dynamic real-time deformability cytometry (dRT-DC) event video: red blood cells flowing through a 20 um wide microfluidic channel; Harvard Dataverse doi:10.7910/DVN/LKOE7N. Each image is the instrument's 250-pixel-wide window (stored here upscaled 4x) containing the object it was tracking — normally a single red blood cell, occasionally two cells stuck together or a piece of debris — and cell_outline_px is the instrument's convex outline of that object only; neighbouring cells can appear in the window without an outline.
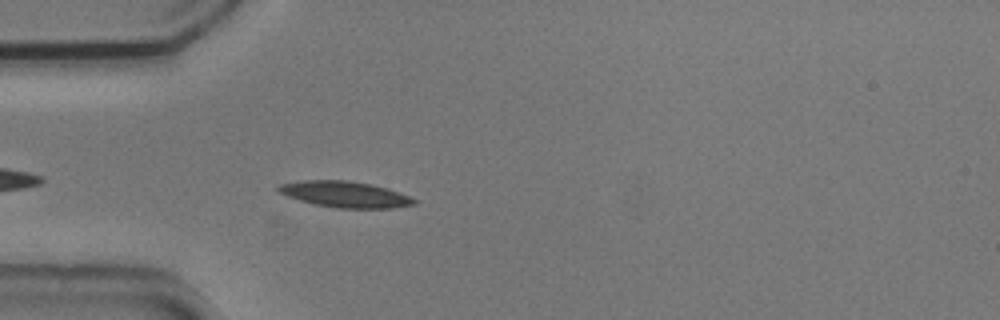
{"species": "common noctule bat (a hibernating species)", "species_latin": "Nyctalus noctula", "temperature_condition": "cold", "stored_images_in_passage": 44, "camera_frame_rate_fps": 3000, "um_per_image_px": 0.085, "animal": {"sex": "male", "body_mass_g": 20.5, "forearm_length_mm": 52.5}, "frame": {"image": 1, "passage_image": 4, "time_ms": 1.0, "image_size_px": [1000, 320], "cell_outline_px": [[420, 200], [416, 204], [392, 208], [336, 208], [312, 204], [288, 196], [280, 192], [276, 188], [280, 184], [304, 180], [348, 180], [372, 184], [388, 188]], "centroid_in_image_um": [29.38, 16.52], "position_along_channel_um": 55.6, "area_um2": 20.75}}
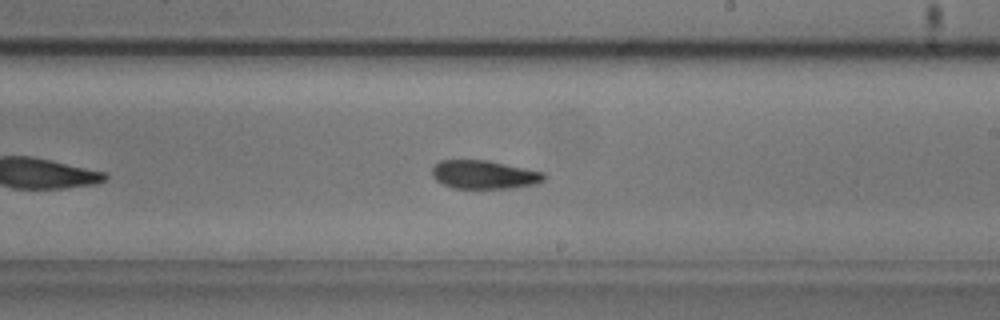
{"frame": {"image": 2, "passage_image": 20, "time_ms": 6.333, "image_size_px": [1000, 320], "cell_outline_px": [[544, 180], [536, 184], [512, 188], [452, 188], [436, 180], [432, 176], [432, 168], [440, 160], [488, 160], [544, 172]], "centroid_in_image_um": [41.14, 14.84], "position_along_channel_um": 247.9, "area_um2": 18.55}}
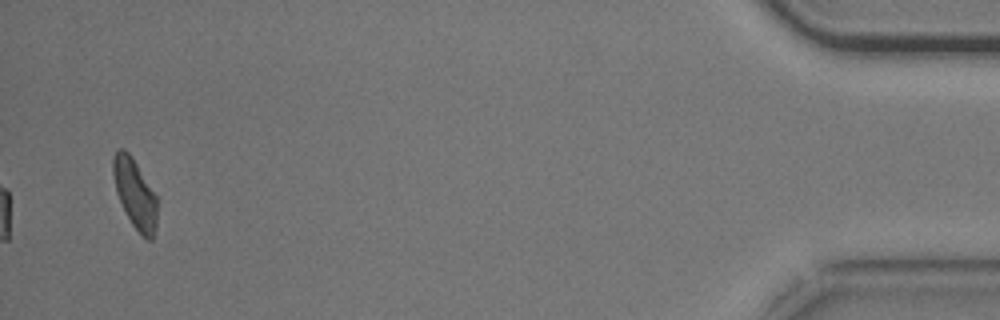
{"frame": {"image": 3, "passage_image": 41, "time_ms": 13.333, "image_size_px": [1000, 320], "cell_outline_px": [[160, 200], [156, 228], [152, 240], [148, 240], [140, 236], [132, 224], [116, 192], [112, 172], [112, 156], [120, 148], [124, 148], [132, 156]], "centroid_in_image_um": [11.52, 16.48], "position_along_channel_um": 423.7, "area_um2": 18.38}}